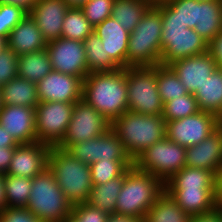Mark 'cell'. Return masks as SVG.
<instances>
[{"label": "cell", "instance_id": "6da1fadb", "mask_svg": "<svg viewBox=\"0 0 222 222\" xmlns=\"http://www.w3.org/2000/svg\"><path fill=\"white\" fill-rule=\"evenodd\" d=\"M126 68L88 74L83 80L82 99L110 124L128 111Z\"/></svg>", "mask_w": 222, "mask_h": 222}, {"label": "cell", "instance_id": "7a4b0ae2", "mask_svg": "<svg viewBox=\"0 0 222 222\" xmlns=\"http://www.w3.org/2000/svg\"><path fill=\"white\" fill-rule=\"evenodd\" d=\"M161 34V9L151 5L129 34L126 68L160 65Z\"/></svg>", "mask_w": 222, "mask_h": 222}, {"label": "cell", "instance_id": "3957f363", "mask_svg": "<svg viewBox=\"0 0 222 222\" xmlns=\"http://www.w3.org/2000/svg\"><path fill=\"white\" fill-rule=\"evenodd\" d=\"M110 128L133 160L146 148L166 137L163 115L152 116L126 111L111 123Z\"/></svg>", "mask_w": 222, "mask_h": 222}, {"label": "cell", "instance_id": "277c9868", "mask_svg": "<svg viewBox=\"0 0 222 222\" xmlns=\"http://www.w3.org/2000/svg\"><path fill=\"white\" fill-rule=\"evenodd\" d=\"M165 191V183L152 174L130 167L124 173L115 213L144 220L148 209Z\"/></svg>", "mask_w": 222, "mask_h": 222}, {"label": "cell", "instance_id": "5b68a950", "mask_svg": "<svg viewBox=\"0 0 222 222\" xmlns=\"http://www.w3.org/2000/svg\"><path fill=\"white\" fill-rule=\"evenodd\" d=\"M48 168L67 200L72 204L86 203L93 188L90 166L76 159L69 151L52 146Z\"/></svg>", "mask_w": 222, "mask_h": 222}, {"label": "cell", "instance_id": "8992f818", "mask_svg": "<svg viewBox=\"0 0 222 222\" xmlns=\"http://www.w3.org/2000/svg\"><path fill=\"white\" fill-rule=\"evenodd\" d=\"M26 208L42 222H61L70 216L72 204L48 167L32 178Z\"/></svg>", "mask_w": 222, "mask_h": 222}, {"label": "cell", "instance_id": "52a82bcc", "mask_svg": "<svg viewBox=\"0 0 222 222\" xmlns=\"http://www.w3.org/2000/svg\"><path fill=\"white\" fill-rule=\"evenodd\" d=\"M160 65L196 56L208 51V43L178 18H162Z\"/></svg>", "mask_w": 222, "mask_h": 222}, {"label": "cell", "instance_id": "ba28073f", "mask_svg": "<svg viewBox=\"0 0 222 222\" xmlns=\"http://www.w3.org/2000/svg\"><path fill=\"white\" fill-rule=\"evenodd\" d=\"M128 111L162 115L163 102L156 81V66L126 68Z\"/></svg>", "mask_w": 222, "mask_h": 222}, {"label": "cell", "instance_id": "9c48e42d", "mask_svg": "<svg viewBox=\"0 0 222 222\" xmlns=\"http://www.w3.org/2000/svg\"><path fill=\"white\" fill-rule=\"evenodd\" d=\"M185 155L186 147L165 137L140 153L134 160V166L165 183L185 166Z\"/></svg>", "mask_w": 222, "mask_h": 222}, {"label": "cell", "instance_id": "30bf717a", "mask_svg": "<svg viewBox=\"0 0 222 222\" xmlns=\"http://www.w3.org/2000/svg\"><path fill=\"white\" fill-rule=\"evenodd\" d=\"M111 127L110 122L84 99L74 104L72 117L59 148L67 150L78 144L105 134Z\"/></svg>", "mask_w": 222, "mask_h": 222}, {"label": "cell", "instance_id": "8fae6325", "mask_svg": "<svg viewBox=\"0 0 222 222\" xmlns=\"http://www.w3.org/2000/svg\"><path fill=\"white\" fill-rule=\"evenodd\" d=\"M74 103L39 102L35 108L36 138L49 146H58L72 117Z\"/></svg>", "mask_w": 222, "mask_h": 222}, {"label": "cell", "instance_id": "7c38bea8", "mask_svg": "<svg viewBox=\"0 0 222 222\" xmlns=\"http://www.w3.org/2000/svg\"><path fill=\"white\" fill-rule=\"evenodd\" d=\"M217 128L218 117L200 110L185 118L166 121V137L187 148L199 144Z\"/></svg>", "mask_w": 222, "mask_h": 222}, {"label": "cell", "instance_id": "4fadbf2b", "mask_svg": "<svg viewBox=\"0 0 222 222\" xmlns=\"http://www.w3.org/2000/svg\"><path fill=\"white\" fill-rule=\"evenodd\" d=\"M46 51L53 71L80 77L82 80L88 75L82 41L59 38L47 42Z\"/></svg>", "mask_w": 222, "mask_h": 222}, {"label": "cell", "instance_id": "5bb4252c", "mask_svg": "<svg viewBox=\"0 0 222 222\" xmlns=\"http://www.w3.org/2000/svg\"><path fill=\"white\" fill-rule=\"evenodd\" d=\"M67 151L88 165L108 159L133 160L111 128L102 136L71 145Z\"/></svg>", "mask_w": 222, "mask_h": 222}, {"label": "cell", "instance_id": "9a60e30c", "mask_svg": "<svg viewBox=\"0 0 222 222\" xmlns=\"http://www.w3.org/2000/svg\"><path fill=\"white\" fill-rule=\"evenodd\" d=\"M36 86L39 102L75 104L82 99L83 80L73 75L52 70Z\"/></svg>", "mask_w": 222, "mask_h": 222}, {"label": "cell", "instance_id": "2e32d148", "mask_svg": "<svg viewBox=\"0 0 222 222\" xmlns=\"http://www.w3.org/2000/svg\"><path fill=\"white\" fill-rule=\"evenodd\" d=\"M51 146L33 142L19 144L12 155L7 175L34 178L48 167Z\"/></svg>", "mask_w": 222, "mask_h": 222}, {"label": "cell", "instance_id": "e0dca14e", "mask_svg": "<svg viewBox=\"0 0 222 222\" xmlns=\"http://www.w3.org/2000/svg\"><path fill=\"white\" fill-rule=\"evenodd\" d=\"M178 76L188 93L194 94L208 76L218 68L216 61L207 51L203 54L178 59L168 65Z\"/></svg>", "mask_w": 222, "mask_h": 222}, {"label": "cell", "instance_id": "ac0fdd59", "mask_svg": "<svg viewBox=\"0 0 222 222\" xmlns=\"http://www.w3.org/2000/svg\"><path fill=\"white\" fill-rule=\"evenodd\" d=\"M35 108L21 105H2L0 124L18 144L37 142Z\"/></svg>", "mask_w": 222, "mask_h": 222}, {"label": "cell", "instance_id": "d6986e66", "mask_svg": "<svg viewBox=\"0 0 222 222\" xmlns=\"http://www.w3.org/2000/svg\"><path fill=\"white\" fill-rule=\"evenodd\" d=\"M69 8L64 0H38L28 14L49 42L61 38L63 19Z\"/></svg>", "mask_w": 222, "mask_h": 222}, {"label": "cell", "instance_id": "ffe728a7", "mask_svg": "<svg viewBox=\"0 0 222 222\" xmlns=\"http://www.w3.org/2000/svg\"><path fill=\"white\" fill-rule=\"evenodd\" d=\"M185 156V166L217 174L222 169V131L217 128L199 144L187 147Z\"/></svg>", "mask_w": 222, "mask_h": 222}, {"label": "cell", "instance_id": "44dd1931", "mask_svg": "<svg viewBox=\"0 0 222 222\" xmlns=\"http://www.w3.org/2000/svg\"><path fill=\"white\" fill-rule=\"evenodd\" d=\"M93 32L101 39L106 54L120 68H126L130 32L112 17L106 18L102 23L95 26Z\"/></svg>", "mask_w": 222, "mask_h": 222}, {"label": "cell", "instance_id": "7402d4cb", "mask_svg": "<svg viewBox=\"0 0 222 222\" xmlns=\"http://www.w3.org/2000/svg\"><path fill=\"white\" fill-rule=\"evenodd\" d=\"M7 47L18 56L45 50L47 41L32 17L27 14L9 33Z\"/></svg>", "mask_w": 222, "mask_h": 222}, {"label": "cell", "instance_id": "603a6c76", "mask_svg": "<svg viewBox=\"0 0 222 222\" xmlns=\"http://www.w3.org/2000/svg\"><path fill=\"white\" fill-rule=\"evenodd\" d=\"M165 191L191 217L211 213L215 210V189Z\"/></svg>", "mask_w": 222, "mask_h": 222}, {"label": "cell", "instance_id": "cb8c5ba5", "mask_svg": "<svg viewBox=\"0 0 222 222\" xmlns=\"http://www.w3.org/2000/svg\"><path fill=\"white\" fill-rule=\"evenodd\" d=\"M215 178L213 171L184 166L165 182V190L215 189Z\"/></svg>", "mask_w": 222, "mask_h": 222}, {"label": "cell", "instance_id": "d4e9b609", "mask_svg": "<svg viewBox=\"0 0 222 222\" xmlns=\"http://www.w3.org/2000/svg\"><path fill=\"white\" fill-rule=\"evenodd\" d=\"M2 105L36 108L39 104L36 83L17 76L0 88Z\"/></svg>", "mask_w": 222, "mask_h": 222}, {"label": "cell", "instance_id": "484cf974", "mask_svg": "<svg viewBox=\"0 0 222 222\" xmlns=\"http://www.w3.org/2000/svg\"><path fill=\"white\" fill-rule=\"evenodd\" d=\"M193 95L199 110L213 113L218 117L222 113V69L217 68L208 76Z\"/></svg>", "mask_w": 222, "mask_h": 222}, {"label": "cell", "instance_id": "4316f807", "mask_svg": "<svg viewBox=\"0 0 222 222\" xmlns=\"http://www.w3.org/2000/svg\"><path fill=\"white\" fill-rule=\"evenodd\" d=\"M194 30L209 44L222 31V0L199 2Z\"/></svg>", "mask_w": 222, "mask_h": 222}, {"label": "cell", "instance_id": "83f0119b", "mask_svg": "<svg viewBox=\"0 0 222 222\" xmlns=\"http://www.w3.org/2000/svg\"><path fill=\"white\" fill-rule=\"evenodd\" d=\"M17 70L20 78L37 84L52 71L51 60L46 49L20 55Z\"/></svg>", "mask_w": 222, "mask_h": 222}, {"label": "cell", "instance_id": "f1b7e54d", "mask_svg": "<svg viewBox=\"0 0 222 222\" xmlns=\"http://www.w3.org/2000/svg\"><path fill=\"white\" fill-rule=\"evenodd\" d=\"M191 216L164 191L148 209L143 222H190Z\"/></svg>", "mask_w": 222, "mask_h": 222}, {"label": "cell", "instance_id": "f546056e", "mask_svg": "<svg viewBox=\"0 0 222 222\" xmlns=\"http://www.w3.org/2000/svg\"><path fill=\"white\" fill-rule=\"evenodd\" d=\"M124 174L107 181L105 184H93L87 203L108 214L115 213L117 197L122 189Z\"/></svg>", "mask_w": 222, "mask_h": 222}, {"label": "cell", "instance_id": "4dcf8cb0", "mask_svg": "<svg viewBox=\"0 0 222 222\" xmlns=\"http://www.w3.org/2000/svg\"><path fill=\"white\" fill-rule=\"evenodd\" d=\"M83 43L85 46L88 74L120 69L111 57L106 54L102 41L95 32L87 36Z\"/></svg>", "mask_w": 222, "mask_h": 222}, {"label": "cell", "instance_id": "1f68e13d", "mask_svg": "<svg viewBox=\"0 0 222 222\" xmlns=\"http://www.w3.org/2000/svg\"><path fill=\"white\" fill-rule=\"evenodd\" d=\"M151 5L146 0H114L111 17L131 32Z\"/></svg>", "mask_w": 222, "mask_h": 222}, {"label": "cell", "instance_id": "d6a6232c", "mask_svg": "<svg viewBox=\"0 0 222 222\" xmlns=\"http://www.w3.org/2000/svg\"><path fill=\"white\" fill-rule=\"evenodd\" d=\"M162 18H178L188 28L194 29L198 23L199 2L195 0H169L157 4Z\"/></svg>", "mask_w": 222, "mask_h": 222}, {"label": "cell", "instance_id": "836d02e7", "mask_svg": "<svg viewBox=\"0 0 222 222\" xmlns=\"http://www.w3.org/2000/svg\"><path fill=\"white\" fill-rule=\"evenodd\" d=\"M94 30L81 8L70 7L63 19L61 38L84 41Z\"/></svg>", "mask_w": 222, "mask_h": 222}, {"label": "cell", "instance_id": "e575fe53", "mask_svg": "<svg viewBox=\"0 0 222 222\" xmlns=\"http://www.w3.org/2000/svg\"><path fill=\"white\" fill-rule=\"evenodd\" d=\"M156 81L163 104L174 98L188 94L178 76L169 66H156Z\"/></svg>", "mask_w": 222, "mask_h": 222}, {"label": "cell", "instance_id": "d590c367", "mask_svg": "<svg viewBox=\"0 0 222 222\" xmlns=\"http://www.w3.org/2000/svg\"><path fill=\"white\" fill-rule=\"evenodd\" d=\"M93 184H105L114 178L122 176L134 160H100L89 165Z\"/></svg>", "mask_w": 222, "mask_h": 222}, {"label": "cell", "instance_id": "8d00e7d4", "mask_svg": "<svg viewBox=\"0 0 222 222\" xmlns=\"http://www.w3.org/2000/svg\"><path fill=\"white\" fill-rule=\"evenodd\" d=\"M31 187L32 179L5 174L7 207H26Z\"/></svg>", "mask_w": 222, "mask_h": 222}, {"label": "cell", "instance_id": "74e56055", "mask_svg": "<svg viewBox=\"0 0 222 222\" xmlns=\"http://www.w3.org/2000/svg\"><path fill=\"white\" fill-rule=\"evenodd\" d=\"M199 110L193 94L179 96L163 104V118L172 121L196 114Z\"/></svg>", "mask_w": 222, "mask_h": 222}, {"label": "cell", "instance_id": "f35d334b", "mask_svg": "<svg viewBox=\"0 0 222 222\" xmlns=\"http://www.w3.org/2000/svg\"><path fill=\"white\" fill-rule=\"evenodd\" d=\"M113 2L114 0H88L80 8L88 22L95 27L111 17Z\"/></svg>", "mask_w": 222, "mask_h": 222}, {"label": "cell", "instance_id": "ab89813d", "mask_svg": "<svg viewBox=\"0 0 222 222\" xmlns=\"http://www.w3.org/2000/svg\"><path fill=\"white\" fill-rule=\"evenodd\" d=\"M22 8L15 5L0 4V36L8 38L11 30L27 15Z\"/></svg>", "mask_w": 222, "mask_h": 222}, {"label": "cell", "instance_id": "60d3db41", "mask_svg": "<svg viewBox=\"0 0 222 222\" xmlns=\"http://www.w3.org/2000/svg\"><path fill=\"white\" fill-rule=\"evenodd\" d=\"M18 58L8 47L0 52V88L18 76Z\"/></svg>", "mask_w": 222, "mask_h": 222}, {"label": "cell", "instance_id": "b9f144b4", "mask_svg": "<svg viewBox=\"0 0 222 222\" xmlns=\"http://www.w3.org/2000/svg\"><path fill=\"white\" fill-rule=\"evenodd\" d=\"M77 222H106L109 214L86 203L72 205L70 214Z\"/></svg>", "mask_w": 222, "mask_h": 222}, {"label": "cell", "instance_id": "7bdbcfd3", "mask_svg": "<svg viewBox=\"0 0 222 222\" xmlns=\"http://www.w3.org/2000/svg\"><path fill=\"white\" fill-rule=\"evenodd\" d=\"M0 222H42L26 207H7L0 213Z\"/></svg>", "mask_w": 222, "mask_h": 222}, {"label": "cell", "instance_id": "ee69618b", "mask_svg": "<svg viewBox=\"0 0 222 222\" xmlns=\"http://www.w3.org/2000/svg\"><path fill=\"white\" fill-rule=\"evenodd\" d=\"M208 52L216 61L218 68L222 69V31L208 44Z\"/></svg>", "mask_w": 222, "mask_h": 222}, {"label": "cell", "instance_id": "f6af8a7d", "mask_svg": "<svg viewBox=\"0 0 222 222\" xmlns=\"http://www.w3.org/2000/svg\"><path fill=\"white\" fill-rule=\"evenodd\" d=\"M15 148L0 146V174H7Z\"/></svg>", "mask_w": 222, "mask_h": 222}, {"label": "cell", "instance_id": "bcb514c9", "mask_svg": "<svg viewBox=\"0 0 222 222\" xmlns=\"http://www.w3.org/2000/svg\"><path fill=\"white\" fill-rule=\"evenodd\" d=\"M215 210L222 213V169L216 174L214 191Z\"/></svg>", "mask_w": 222, "mask_h": 222}, {"label": "cell", "instance_id": "7dc6e473", "mask_svg": "<svg viewBox=\"0 0 222 222\" xmlns=\"http://www.w3.org/2000/svg\"><path fill=\"white\" fill-rule=\"evenodd\" d=\"M190 222H222V213L214 210L211 213L193 216Z\"/></svg>", "mask_w": 222, "mask_h": 222}, {"label": "cell", "instance_id": "c3c4849f", "mask_svg": "<svg viewBox=\"0 0 222 222\" xmlns=\"http://www.w3.org/2000/svg\"><path fill=\"white\" fill-rule=\"evenodd\" d=\"M38 0H0V4L15 5L29 13Z\"/></svg>", "mask_w": 222, "mask_h": 222}, {"label": "cell", "instance_id": "681fc988", "mask_svg": "<svg viewBox=\"0 0 222 222\" xmlns=\"http://www.w3.org/2000/svg\"><path fill=\"white\" fill-rule=\"evenodd\" d=\"M19 144L0 124V146L1 147H17Z\"/></svg>", "mask_w": 222, "mask_h": 222}, {"label": "cell", "instance_id": "f907efd6", "mask_svg": "<svg viewBox=\"0 0 222 222\" xmlns=\"http://www.w3.org/2000/svg\"><path fill=\"white\" fill-rule=\"evenodd\" d=\"M106 222H143L141 218L122 214H109Z\"/></svg>", "mask_w": 222, "mask_h": 222}, {"label": "cell", "instance_id": "816d5d0a", "mask_svg": "<svg viewBox=\"0 0 222 222\" xmlns=\"http://www.w3.org/2000/svg\"><path fill=\"white\" fill-rule=\"evenodd\" d=\"M6 208L5 174H0V213H2Z\"/></svg>", "mask_w": 222, "mask_h": 222}, {"label": "cell", "instance_id": "f5cc1de1", "mask_svg": "<svg viewBox=\"0 0 222 222\" xmlns=\"http://www.w3.org/2000/svg\"><path fill=\"white\" fill-rule=\"evenodd\" d=\"M64 1L69 5V7L80 8L88 0H64Z\"/></svg>", "mask_w": 222, "mask_h": 222}, {"label": "cell", "instance_id": "db71d44e", "mask_svg": "<svg viewBox=\"0 0 222 222\" xmlns=\"http://www.w3.org/2000/svg\"><path fill=\"white\" fill-rule=\"evenodd\" d=\"M7 47L6 39L0 36V52Z\"/></svg>", "mask_w": 222, "mask_h": 222}, {"label": "cell", "instance_id": "11a10c76", "mask_svg": "<svg viewBox=\"0 0 222 222\" xmlns=\"http://www.w3.org/2000/svg\"><path fill=\"white\" fill-rule=\"evenodd\" d=\"M167 1H169V0H151V4L157 5V4L165 3Z\"/></svg>", "mask_w": 222, "mask_h": 222}, {"label": "cell", "instance_id": "9f6ffc18", "mask_svg": "<svg viewBox=\"0 0 222 222\" xmlns=\"http://www.w3.org/2000/svg\"><path fill=\"white\" fill-rule=\"evenodd\" d=\"M218 128L222 131V113L218 116Z\"/></svg>", "mask_w": 222, "mask_h": 222}, {"label": "cell", "instance_id": "6f0895ef", "mask_svg": "<svg viewBox=\"0 0 222 222\" xmlns=\"http://www.w3.org/2000/svg\"><path fill=\"white\" fill-rule=\"evenodd\" d=\"M61 222H77V221L70 215Z\"/></svg>", "mask_w": 222, "mask_h": 222}, {"label": "cell", "instance_id": "680465c9", "mask_svg": "<svg viewBox=\"0 0 222 222\" xmlns=\"http://www.w3.org/2000/svg\"><path fill=\"white\" fill-rule=\"evenodd\" d=\"M195 1L203 2V1H209V0H195ZM212 1H215V0H212Z\"/></svg>", "mask_w": 222, "mask_h": 222}, {"label": "cell", "instance_id": "91938a15", "mask_svg": "<svg viewBox=\"0 0 222 222\" xmlns=\"http://www.w3.org/2000/svg\"><path fill=\"white\" fill-rule=\"evenodd\" d=\"M2 107V102H1V92H0V108Z\"/></svg>", "mask_w": 222, "mask_h": 222}]
</instances>
